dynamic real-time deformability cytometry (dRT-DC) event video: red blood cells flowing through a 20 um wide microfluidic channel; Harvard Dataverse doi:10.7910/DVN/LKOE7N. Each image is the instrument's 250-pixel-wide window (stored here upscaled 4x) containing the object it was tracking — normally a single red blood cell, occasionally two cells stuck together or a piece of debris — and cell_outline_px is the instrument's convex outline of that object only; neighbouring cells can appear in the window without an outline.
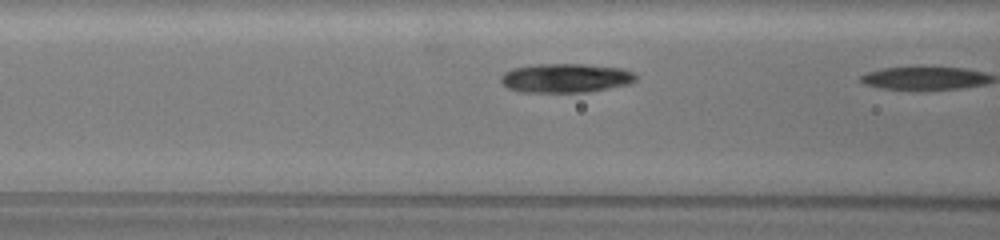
{"species": "common noctule bat (a hibernating species)", "species_latin": "Nyctalus noctula", "temperature_condition": "warm", "stored_images_in_passage": 11, "camera_frame_rate_fps": 3000, "um_per_image_px": 0.085, "animal": {"sex": "female", "body_mass_g": 19.5, "forearm_length_mm": 54.1}, "frame": {"image": 1, "passage_image": 10, "time_ms": 3.0, "image_size_px": [1000, 240], "cell_outline_px": [[636, 80], [628, 84], [588, 92], [520, 92], [508, 88], [500, 80], [500, 76], [504, 72], [512, 68], [532, 64], [584, 64], [620, 68], [632, 72], [636, 76]], "centroid_in_image_um": [48.03, 6.63], "position_along_channel_um": 118.6, "area_um2": 22.89}}